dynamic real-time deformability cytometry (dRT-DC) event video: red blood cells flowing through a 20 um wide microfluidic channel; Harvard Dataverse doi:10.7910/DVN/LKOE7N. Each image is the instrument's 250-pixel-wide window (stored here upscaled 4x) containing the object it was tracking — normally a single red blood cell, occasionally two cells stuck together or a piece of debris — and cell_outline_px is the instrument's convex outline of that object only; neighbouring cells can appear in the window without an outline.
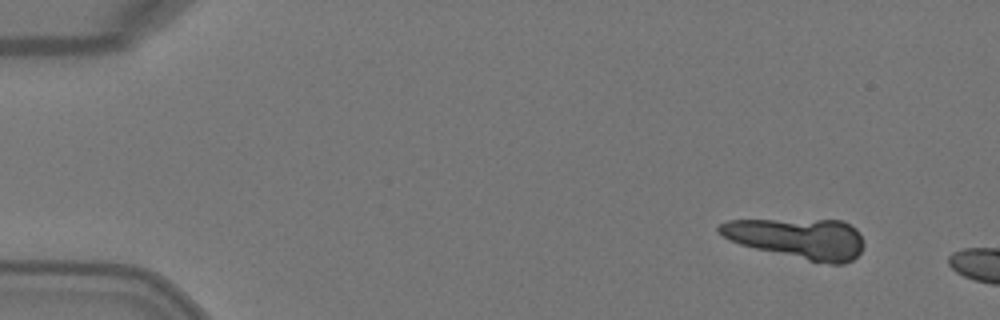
{"species": "Egyptian fruit bat (a non-hibernating species)", "species_latin": "Rousettus aegyptiacus", "temperature_condition": "warm", "stored_images_in_passage": 2, "camera_frame_rate_fps": 3000, "um_per_image_px": 0.085, "animal": {"sex": "female"}, "frame": {"image": 1, "passage_image": 1, "time_ms": 0.0, "image_size_px": [1000, 320], "cell_outline_px": [[864, 244], [860, 252], [852, 260], [844, 264], [828, 264], [808, 260], [756, 248], [740, 244], [716, 232], [716, 228], [720, 224], [728, 220], [840, 220], [856, 228], [860, 232]], "centroid_in_image_um": [67.85, 20.26], "position_along_channel_um": 17.2, "area_um2": 33.81}}